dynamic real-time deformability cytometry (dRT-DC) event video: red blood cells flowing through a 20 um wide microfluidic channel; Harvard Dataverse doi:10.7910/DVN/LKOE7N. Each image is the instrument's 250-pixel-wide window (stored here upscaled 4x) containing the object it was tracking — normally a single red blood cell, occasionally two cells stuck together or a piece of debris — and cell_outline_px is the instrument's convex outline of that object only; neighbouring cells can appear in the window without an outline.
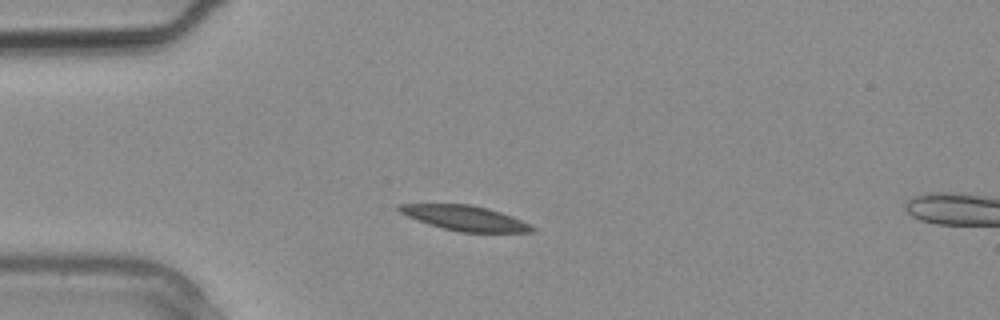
{"species": "common noctule bat (a hibernating species)", "species_latin": "Nyctalus noctula", "temperature_condition": "warm", "stored_images_in_passage": 2, "camera_frame_rate_fps": 3000, "um_per_image_px": 0.085, "animal": {"sex": "male", "body_mass_g": 20.4}, "frame": {"image": 1, "passage_image": 1, "time_ms": 0.0, "image_size_px": [1000, 320], "cell_outline_px": [[536, 232], [460, 232], [444, 228], [408, 216], [400, 212], [396, 208], [396, 204], [472, 204], [488, 208], [512, 216], [532, 224], [536, 228]], "centroid_in_image_um": [39.6, 18.53], "position_along_channel_um": 45.4, "area_um2": 19.25}}